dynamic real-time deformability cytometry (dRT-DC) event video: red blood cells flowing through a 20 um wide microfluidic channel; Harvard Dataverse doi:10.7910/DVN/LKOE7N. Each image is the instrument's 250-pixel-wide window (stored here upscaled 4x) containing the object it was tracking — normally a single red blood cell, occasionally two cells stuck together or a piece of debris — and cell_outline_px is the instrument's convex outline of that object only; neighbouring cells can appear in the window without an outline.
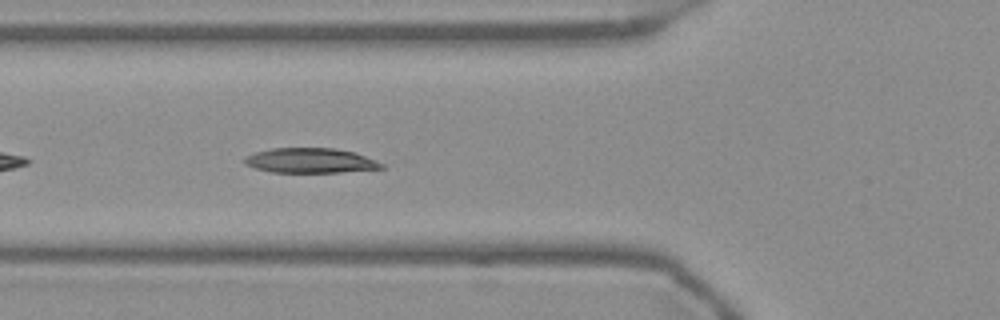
{"species": "Egyptian fruit bat (a non-hibernating species)", "species_latin": "Rousettus aegyptiacus", "temperature_condition": "warm", "stored_images_in_passage": 26, "camera_frame_rate_fps": 3000, "um_per_image_px": 0.085, "frame": {"image": 1, "passage_image": 5, "time_ms": 1.333, "image_size_px": [1000, 320], "cell_outline_px": [[384, 168], [340, 172], [272, 172], [256, 168], [244, 164], [244, 156], [256, 152], [272, 148], [332, 148], [356, 152], [376, 160], [384, 164]], "centroid_in_image_um": [26.39, 13.64], "position_along_channel_um": 99.4, "area_um2": 19.83}}
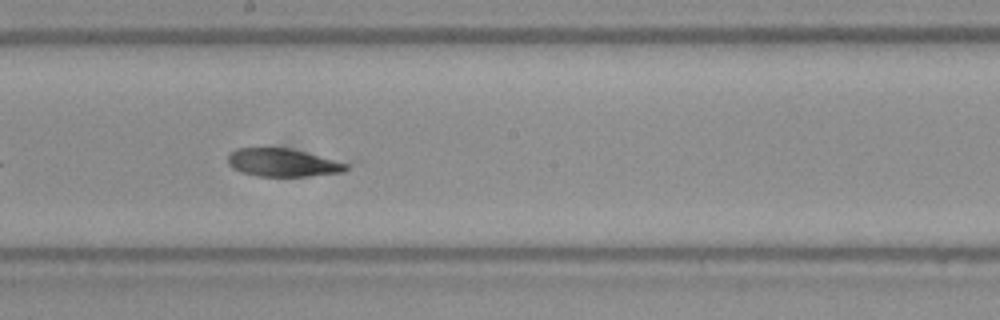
{"frame": {"image": 2, "passage_image": 15, "time_ms": 4.667, "image_size_px": [1000, 320], "cell_outline_px": [[352, 164], [344, 172], [308, 176], [256, 176], [240, 172], [232, 168], [228, 164], [228, 152], [236, 148], [288, 148]], "centroid_in_image_um": [24.01, 13.83], "position_along_channel_um": 224.2, "area_um2": 19.42}}
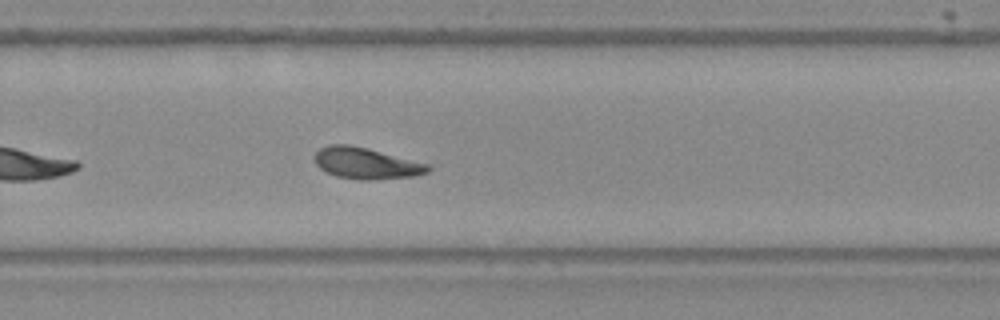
{"frame": {"image": 3, "passage_image": 21, "time_ms": 6.667, "image_size_px": [1000, 320], "cell_outline_px": [[432, 168], [428, 172], [412, 176], [372, 180], [360, 180], [336, 176], [320, 168], [316, 164], [316, 152], [320, 148], [328, 144], [348, 144], [368, 148], [428, 164]], "centroid_in_image_um": [31.12, 13.87], "position_along_channel_um": 298.7, "area_um2": 20.52}}